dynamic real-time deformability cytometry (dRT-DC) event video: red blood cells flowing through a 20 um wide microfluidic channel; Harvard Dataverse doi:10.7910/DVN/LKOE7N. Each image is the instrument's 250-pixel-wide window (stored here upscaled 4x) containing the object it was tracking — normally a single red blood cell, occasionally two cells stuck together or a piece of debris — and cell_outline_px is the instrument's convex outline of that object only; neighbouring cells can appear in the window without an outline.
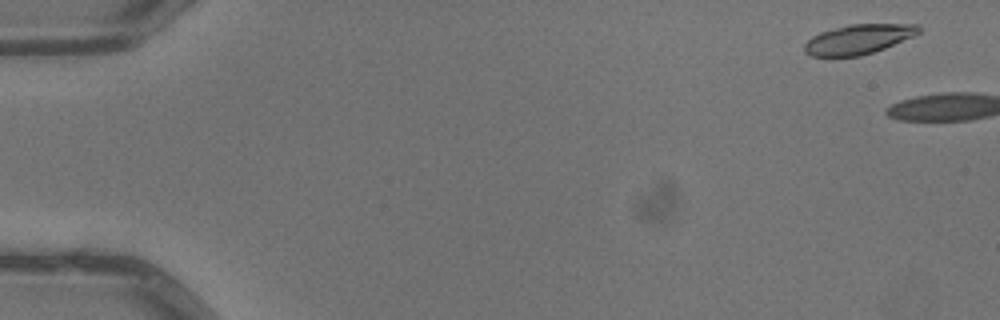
{"species": "common noctule bat (a hibernating species)", "species_latin": "Nyctalus noctula", "temperature_condition": "warm", "stored_images_in_passage": 2, "camera_frame_rate_fps": 3000, "um_per_image_px": 0.085, "animal": {"sex": "male", "body_mass_g": 13.3}, "frame": {"image": 1, "passage_image": 1, "time_ms": 0.0, "image_size_px": [1000, 320], "cell_outline_px": [[920, 32], [912, 36], [884, 48], [860, 56], [812, 56], [804, 52], [804, 44], [812, 36], [820, 32], [848, 24], [920, 24]], "centroid_in_image_um": [72.94, 3.33], "position_along_channel_um": 12.1, "area_um2": 19.59}}